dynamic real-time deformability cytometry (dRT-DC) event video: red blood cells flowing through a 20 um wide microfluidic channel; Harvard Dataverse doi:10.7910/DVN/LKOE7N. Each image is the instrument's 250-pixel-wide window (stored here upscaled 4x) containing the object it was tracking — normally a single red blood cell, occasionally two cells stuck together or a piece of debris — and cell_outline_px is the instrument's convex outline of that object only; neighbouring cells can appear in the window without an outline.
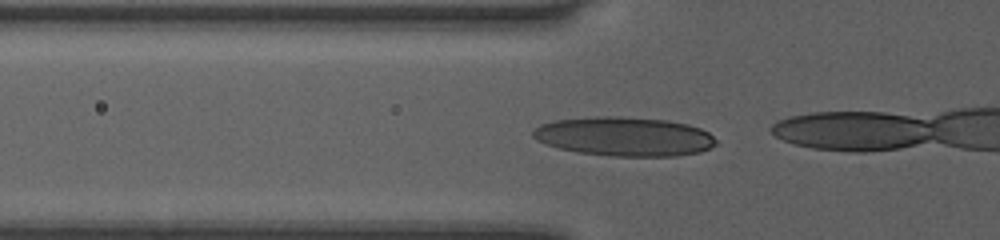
{"species": "human", "species_latin": "Homo sapiens", "temperature_condition": "room temperature", "stored_images_in_passage": 10, "camera_frame_rate_fps": 3000, "um_per_image_px": 0.085, "donor": {"sex": "female"}, "frame": {"image": 1, "passage_image": 2, "time_ms": 0.333, "image_size_px": [1000, 240], "cell_outline_px": [[716, 144], [700, 152], [676, 156], [612, 156], [576, 152], [560, 148], [536, 140], [532, 136], [532, 132], [540, 124], [556, 120], [600, 116], [620, 116], [668, 120], [688, 124], [700, 128], [708, 132], [716, 140]], "centroid_in_image_um": [53.07, 11.6], "position_along_channel_um": 72.7, "area_um2": 41.67}}
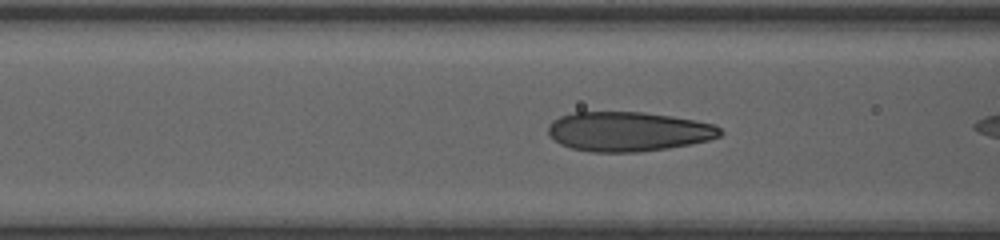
{"frame": {"image": 2, "passage_image": 5, "time_ms": 1.333, "image_size_px": [1000, 240], "cell_outline_px": [[724, 132], [720, 136], [708, 140], [668, 148], [636, 152], [592, 152], [572, 148], [560, 144], [548, 132], [548, 124], [552, 120], [560, 116], [572, 112], [644, 112], [672, 116], [712, 124], [720, 128]], "centroid_in_image_um": [53.38, 11.17], "position_along_channel_um": 113.2, "area_um2": 39.48}}
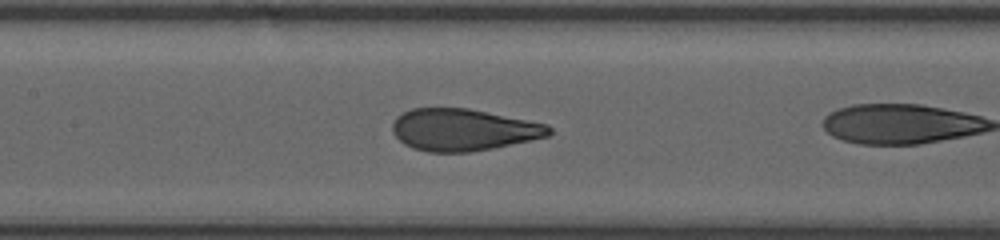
{"frame": {"image": 3, "passage_image": 9, "time_ms": 2.667, "image_size_px": [1000, 240], "cell_outline_px": [[552, 132], [548, 136], [532, 140], [492, 148], [468, 152], [428, 152], [412, 148], [404, 144], [392, 132], [392, 124], [396, 116], [412, 108], [468, 108], [548, 124], [552, 128]], "centroid_in_image_um": [39.37, 11.03], "position_along_channel_um": 168.0, "area_um2": 38.32}}